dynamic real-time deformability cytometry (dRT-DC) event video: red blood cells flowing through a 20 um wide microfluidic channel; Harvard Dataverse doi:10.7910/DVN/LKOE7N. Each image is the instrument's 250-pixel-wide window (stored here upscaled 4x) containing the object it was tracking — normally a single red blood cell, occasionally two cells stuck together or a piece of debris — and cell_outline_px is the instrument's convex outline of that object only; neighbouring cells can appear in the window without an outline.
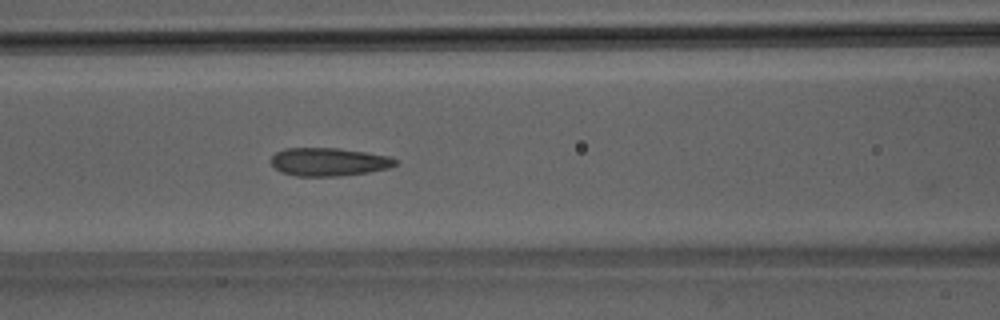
{"species": "Egyptian fruit bat (a non-hibernating species)", "species_latin": "Rousettus aegyptiacus", "temperature_condition": "room temperature", "stored_images_in_passage": 28, "camera_frame_rate_fps": 3000, "um_per_image_px": 0.085, "animal": {"sex": "male"}, "frame": {"image": 1, "passage_image": 11, "time_ms": 3.333, "image_size_px": [1000, 320], "cell_outline_px": [[400, 160], [396, 164], [388, 168], [368, 172], [340, 176], [296, 176], [280, 172], [272, 164], [272, 156], [276, 152], [284, 148], [340, 148], [388, 156]], "centroid_in_image_um": [27.95, 13.76], "position_along_channel_um": 138.7, "area_um2": 20.4}}
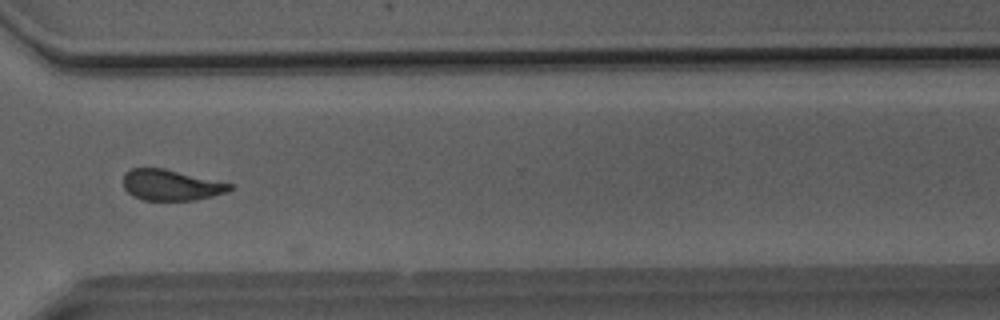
{"frame": {"image": 2, "passage_image": 27, "time_ms": 8.667, "image_size_px": [1000, 320], "cell_outline_px": [[236, 184], [228, 192], [196, 200], [144, 200], [132, 196], [124, 188], [124, 172], [132, 168], [164, 168]], "centroid_in_image_um": [14.57, 15.72], "position_along_channel_um": 356.0, "area_um2": 19.36}}